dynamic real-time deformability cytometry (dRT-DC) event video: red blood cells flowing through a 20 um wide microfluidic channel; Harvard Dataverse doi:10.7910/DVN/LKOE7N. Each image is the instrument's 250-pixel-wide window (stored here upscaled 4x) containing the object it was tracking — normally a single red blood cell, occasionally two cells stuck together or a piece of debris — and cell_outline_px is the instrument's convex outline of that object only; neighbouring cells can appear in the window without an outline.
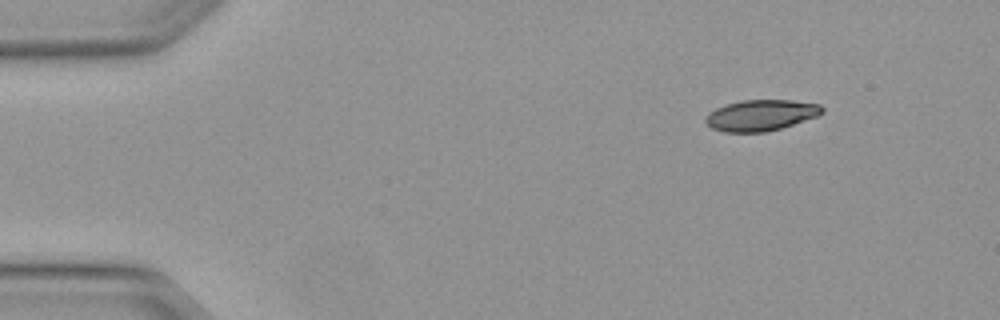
{"species": "Egyptian fruit bat (a non-hibernating species)", "species_latin": "Rousettus aegyptiacus", "temperature_condition": "warm", "stored_images_in_passage": 2, "camera_frame_rate_fps": 3000, "um_per_image_px": 0.085, "animal": {"sex": "female"}, "frame": {"image": 1, "passage_image": 1, "time_ms": 0.0, "image_size_px": [1000, 320], "cell_outline_px": [[824, 112], [816, 116], [780, 128], [764, 132], [724, 132], [712, 128], [704, 120], [716, 108], [728, 104], [744, 100], [792, 100], [820, 104], [824, 108]], "centroid_in_image_um": [64.7, 9.79], "position_along_channel_um": 20.3, "area_um2": 20.69}}
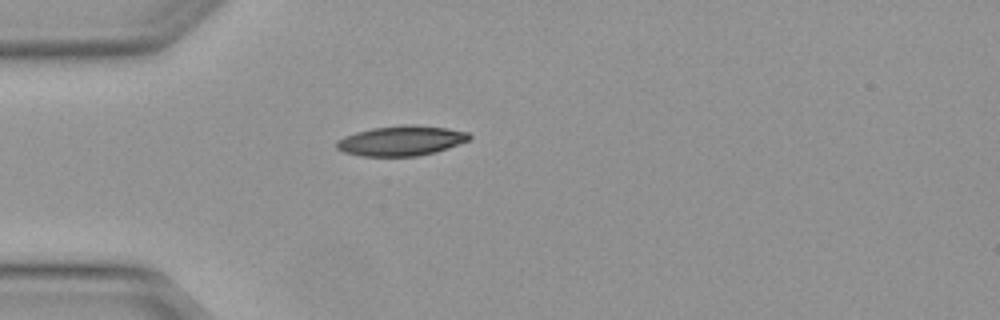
{"frame": {"image": 2, "passage_image": 2, "time_ms": 0.333, "image_size_px": [1000, 320], "cell_outline_px": [[472, 136], [468, 140], [436, 152], [416, 156], [360, 156], [344, 152], [336, 148], [336, 140], [344, 136], [356, 132], [372, 128], [404, 124], [412, 124], [444, 128], [468, 132]], "centroid_in_image_um": [34.06, 11.96], "position_along_channel_um": 50.9, "area_um2": 23.12}}